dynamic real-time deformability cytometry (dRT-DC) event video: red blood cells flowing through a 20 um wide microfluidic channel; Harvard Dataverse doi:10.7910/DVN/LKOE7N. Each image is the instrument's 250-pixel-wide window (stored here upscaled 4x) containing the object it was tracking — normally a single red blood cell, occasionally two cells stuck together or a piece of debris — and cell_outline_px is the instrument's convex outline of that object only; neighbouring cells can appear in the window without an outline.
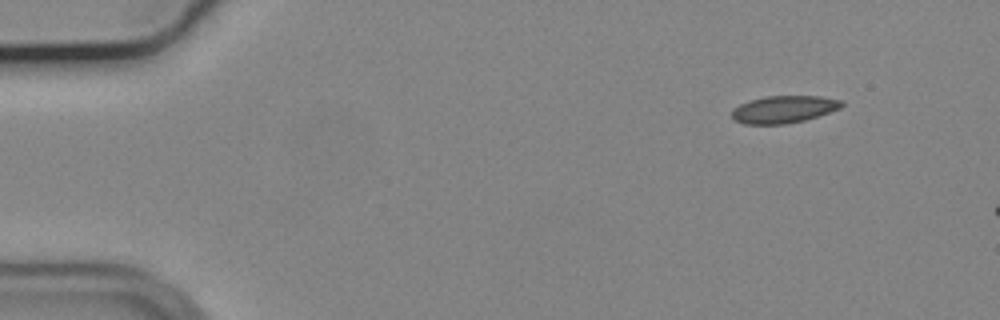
{"species": "common noctule bat (a hibernating species)", "species_latin": "Nyctalus noctula", "temperature_condition": "cold", "stored_images_in_passage": 2, "camera_frame_rate_fps": 3000, "um_per_image_px": 0.085, "animal": {"sex": "male", "body_mass_g": 19.2, "forearm_length_mm": 51.8}, "frame": {"image": 1, "passage_image": 1, "time_ms": 0.0, "image_size_px": [1000, 320], "cell_outline_px": [[844, 104], [840, 108], [804, 120], [784, 124], [744, 124], [732, 120], [732, 108], [748, 100], [764, 96], [820, 96], [844, 100]], "centroid_in_image_um": [66.58, 9.28], "position_along_channel_um": 18.4, "area_um2": 17.57}}